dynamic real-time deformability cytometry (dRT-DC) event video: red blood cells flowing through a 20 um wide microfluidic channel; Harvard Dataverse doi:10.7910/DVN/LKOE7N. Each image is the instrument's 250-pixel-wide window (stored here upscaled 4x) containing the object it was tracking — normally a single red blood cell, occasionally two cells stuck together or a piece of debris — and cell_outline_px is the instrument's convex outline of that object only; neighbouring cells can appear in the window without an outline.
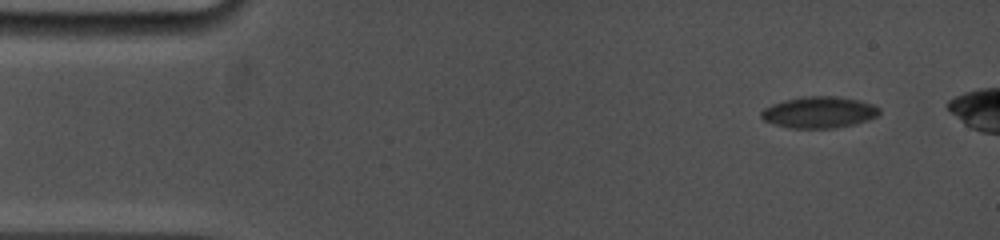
{"species": "common noctule bat (a hibernating species)", "species_latin": "Nyctalus noctula", "temperature_condition": "cold", "stored_images_in_passage": 2, "camera_frame_rate_fps": 5000, "um_per_image_px": 0.085, "animal": {"sex": "female", "body_mass_g": 19.0, "forearm_length_mm": 53.3}, "frame": {"image": 1, "passage_image": 2, "time_ms": 1.0, "image_size_px": [1000, 240], "cell_outline_px": [[880, 112], [876, 116], [868, 120], [856, 124], [836, 128], [792, 128], [776, 124], [764, 120], [760, 116], [760, 112], [764, 108], [772, 104], [784, 100], [804, 96], [836, 96], [860, 100], [872, 104], [880, 108]], "centroid_in_image_um": [69.64, 9.54], "position_along_channel_um": 15.4, "area_um2": 21.68}}